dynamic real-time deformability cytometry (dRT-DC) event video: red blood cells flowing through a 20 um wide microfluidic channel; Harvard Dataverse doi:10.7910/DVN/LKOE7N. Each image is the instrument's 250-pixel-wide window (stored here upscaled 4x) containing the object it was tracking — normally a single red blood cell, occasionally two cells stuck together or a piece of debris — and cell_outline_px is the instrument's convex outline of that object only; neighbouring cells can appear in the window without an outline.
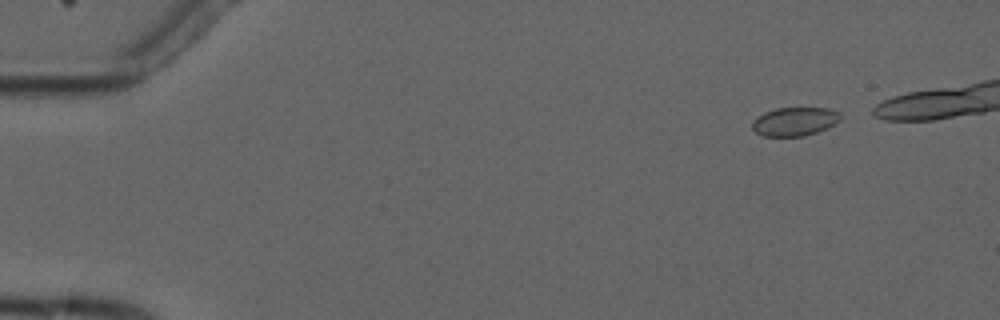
{"species": "common noctule bat (a hibernating species)", "species_latin": "Nyctalus noctula", "temperature_condition": "cold", "stored_images_in_passage": 5, "camera_frame_rate_fps": 3000, "um_per_image_px": 0.085, "animal": {"sex": "male", "forearm_length_mm": 52.5}, "frame": {"image": 1, "passage_image": 1, "time_ms": 0.0, "image_size_px": [1000, 320], "cell_outline_px": [[840, 120], [836, 124], [828, 128], [804, 136], [764, 136], [756, 132], [752, 128], [752, 120], [756, 116], [764, 112], [776, 108], [828, 108], [840, 112]], "centroid_in_image_um": [67.54, 10.32], "position_along_channel_um": 17.5, "area_um2": 14.85}}